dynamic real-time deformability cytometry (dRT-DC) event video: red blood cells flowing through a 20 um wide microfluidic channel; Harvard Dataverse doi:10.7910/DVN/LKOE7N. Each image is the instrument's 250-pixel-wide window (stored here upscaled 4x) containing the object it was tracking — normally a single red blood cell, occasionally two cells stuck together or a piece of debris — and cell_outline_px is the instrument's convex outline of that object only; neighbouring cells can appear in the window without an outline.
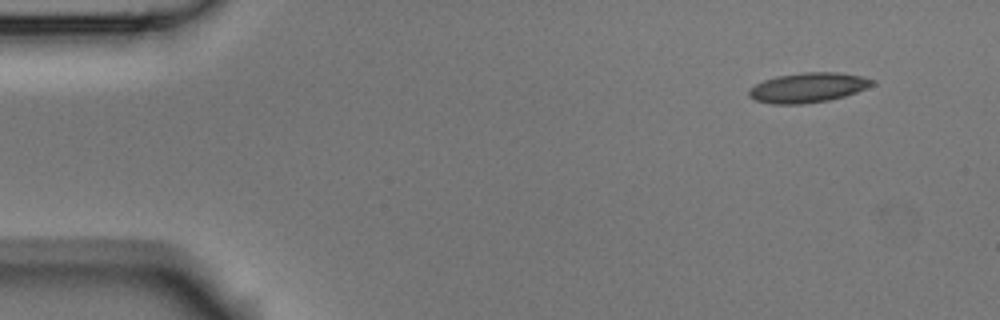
{"species": "Egyptian fruit bat (a non-hibernating species)", "species_latin": "Rousettus aegyptiacus", "temperature_condition": "room temperature", "stored_images_in_passage": 4, "camera_frame_rate_fps": 3000, "um_per_image_px": 0.085, "animal": {"sex": "male"}, "frame": {"image": 1, "passage_image": 1, "time_ms": 0.0, "image_size_px": [1000, 320], "cell_outline_px": [[876, 84], [856, 92], [844, 96], [828, 100], [804, 104], [772, 104], [756, 100], [748, 96], [748, 92], [756, 84], [764, 80], [776, 76], [804, 72], [836, 72], [860, 76], [876, 80]], "centroid_in_image_um": [68.69, 7.44], "position_along_channel_um": 16.3, "area_um2": 21.33}}
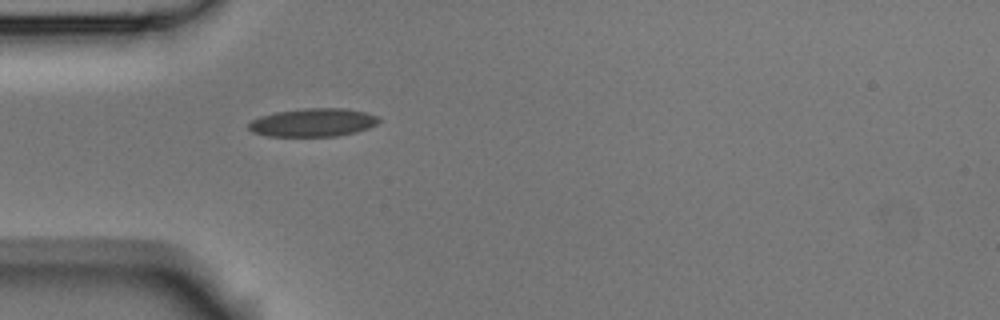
{"frame": {"image": 2, "passage_image": 4, "time_ms": 1.0, "image_size_px": [1000, 320], "cell_outline_px": [[380, 120], [376, 124], [368, 128], [356, 132], [336, 136], [268, 136], [252, 132], [248, 128], [248, 124], [252, 120], [260, 116], [276, 112], [304, 108], [344, 108], [364, 112], [380, 116]], "centroid_in_image_um": [26.61, 10.41], "position_along_channel_um": 58.4, "area_um2": 21.44}}